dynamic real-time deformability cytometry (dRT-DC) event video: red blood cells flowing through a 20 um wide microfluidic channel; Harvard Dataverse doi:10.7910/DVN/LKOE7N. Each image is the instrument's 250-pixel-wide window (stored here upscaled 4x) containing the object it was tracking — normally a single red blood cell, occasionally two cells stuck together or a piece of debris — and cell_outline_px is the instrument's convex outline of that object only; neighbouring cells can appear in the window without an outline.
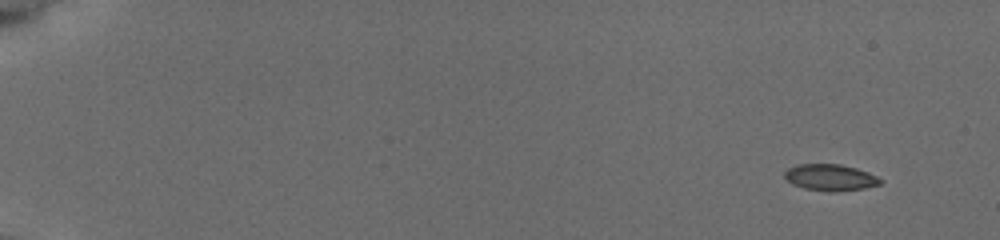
{"species": "common noctule bat (a hibernating species)", "species_latin": "Nyctalus noctula", "temperature_condition": "cold", "stored_images_in_passage": 53, "camera_frame_rate_fps": 3000, "um_per_image_px": 0.085, "animal": {"sex": "female", "body_mass_g": 19.5, "forearm_length_mm": 54.1}, "frame": {"image": 1, "passage_image": 1, "time_ms": 0.0, "image_size_px": [1000, 240], "cell_outline_px": [[884, 180], [880, 184], [864, 188], [832, 192], [828, 192], [804, 188], [792, 184], [784, 176], [784, 172], [788, 168], [796, 164], [840, 164], [856, 168], [868, 172]], "centroid_in_image_um": [70.57, 15.08], "position_along_channel_um": 14.4, "area_um2": 14.8}}
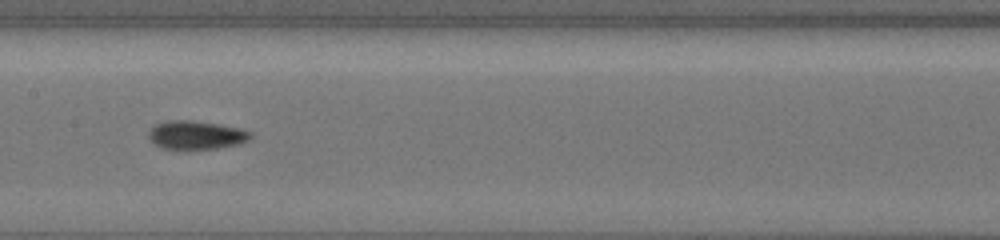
{"frame": {"image": 2, "passage_image": 28, "time_ms": 9.0, "image_size_px": [1000, 240], "cell_outline_px": [[252, 136], [248, 140], [236, 144], [216, 148], [160, 148], [148, 136], [148, 132], [156, 124], [168, 120], [192, 120], [240, 128], [252, 132]], "centroid_in_image_um": [16.67, 11.46], "position_along_channel_um": 190.7, "area_um2": 16.53}}
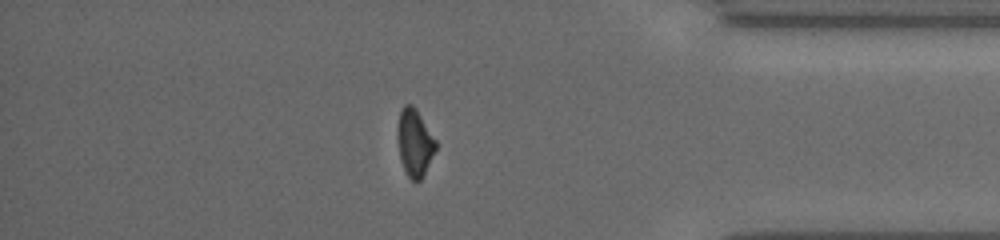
{"frame": {"image": 3, "passage_image": 46, "time_ms": 15.0, "image_size_px": [1000, 240], "cell_outline_px": [[436, 148], [420, 180], [412, 180], [408, 176], [400, 160], [396, 136], [396, 128], [400, 112], [404, 104], [412, 104], [416, 108], [436, 140]], "centroid_in_image_um": [35.2, 12.07], "position_along_channel_um": 400.0, "area_um2": 14.91}}